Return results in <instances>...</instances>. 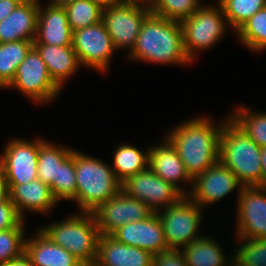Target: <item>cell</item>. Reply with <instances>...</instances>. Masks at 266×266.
I'll return each instance as SVG.
<instances>
[{
	"label": "cell",
	"instance_id": "obj_1",
	"mask_svg": "<svg viewBox=\"0 0 266 266\" xmlns=\"http://www.w3.org/2000/svg\"><path fill=\"white\" fill-rule=\"evenodd\" d=\"M223 119L217 124L208 116L192 117L174 126L165 136L178 152L192 179L219 160V141Z\"/></svg>",
	"mask_w": 266,
	"mask_h": 266
},
{
	"label": "cell",
	"instance_id": "obj_2",
	"mask_svg": "<svg viewBox=\"0 0 266 266\" xmlns=\"http://www.w3.org/2000/svg\"><path fill=\"white\" fill-rule=\"evenodd\" d=\"M128 56L134 61L161 65L192 63L184 49L181 23L153 13L142 23L134 49Z\"/></svg>",
	"mask_w": 266,
	"mask_h": 266
},
{
	"label": "cell",
	"instance_id": "obj_3",
	"mask_svg": "<svg viewBox=\"0 0 266 266\" xmlns=\"http://www.w3.org/2000/svg\"><path fill=\"white\" fill-rule=\"evenodd\" d=\"M261 148L228 116L219 141V161L244 187L263 186Z\"/></svg>",
	"mask_w": 266,
	"mask_h": 266
},
{
	"label": "cell",
	"instance_id": "obj_4",
	"mask_svg": "<svg viewBox=\"0 0 266 266\" xmlns=\"http://www.w3.org/2000/svg\"><path fill=\"white\" fill-rule=\"evenodd\" d=\"M76 203L81 212L93 213L121 191L111 165L75 150Z\"/></svg>",
	"mask_w": 266,
	"mask_h": 266
},
{
	"label": "cell",
	"instance_id": "obj_5",
	"mask_svg": "<svg viewBox=\"0 0 266 266\" xmlns=\"http://www.w3.org/2000/svg\"><path fill=\"white\" fill-rule=\"evenodd\" d=\"M52 242L73 254L85 266H94L100 232L92 213L79 212L39 228Z\"/></svg>",
	"mask_w": 266,
	"mask_h": 266
},
{
	"label": "cell",
	"instance_id": "obj_6",
	"mask_svg": "<svg viewBox=\"0 0 266 266\" xmlns=\"http://www.w3.org/2000/svg\"><path fill=\"white\" fill-rule=\"evenodd\" d=\"M201 5L189 18L181 22L184 49L193 62L197 52L209 49L225 35L229 26L220 4Z\"/></svg>",
	"mask_w": 266,
	"mask_h": 266
},
{
	"label": "cell",
	"instance_id": "obj_7",
	"mask_svg": "<svg viewBox=\"0 0 266 266\" xmlns=\"http://www.w3.org/2000/svg\"><path fill=\"white\" fill-rule=\"evenodd\" d=\"M203 211L188 195H183L176 203L157 212L169 249L181 250L201 237L198 231Z\"/></svg>",
	"mask_w": 266,
	"mask_h": 266
},
{
	"label": "cell",
	"instance_id": "obj_8",
	"mask_svg": "<svg viewBox=\"0 0 266 266\" xmlns=\"http://www.w3.org/2000/svg\"><path fill=\"white\" fill-rule=\"evenodd\" d=\"M150 13L149 5L138 2L103 7L102 22L116 50L127 48L128 55L132 52L142 23Z\"/></svg>",
	"mask_w": 266,
	"mask_h": 266
},
{
	"label": "cell",
	"instance_id": "obj_9",
	"mask_svg": "<svg viewBox=\"0 0 266 266\" xmlns=\"http://www.w3.org/2000/svg\"><path fill=\"white\" fill-rule=\"evenodd\" d=\"M17 89L35 103H48L61 93V89L53 82L41 55L33 47L18 66L13 81L6 87Z\"/></svg>",
	"mask_w": 266,
	"mask_h": 266
},
{
	"label": "cell",
	"instance_id": "obj_10",
	"mask_svg": "<svg viewBox=\"0 0 266 266\" xmlns=\"http://www.w3.org/2000/svg\"><path fill=\"white\" fill-rule=\"evenodd\" d=\"M72 46L81 67L92 68L99 73L109 70V62L116 51L102 21L74 31Z\"/></svg>",
	"mask_w": 266,
	"mask_h": 266
},
{
	"label": "cell",
	"instance_id": "obj_11",
	"mask_svg": "<svg viewBox=\"0 0 266 266\" xmlns=\"http://www.w3.org/2000/svg\"><path fill=\"white\" fill-rule=\"evenodd\" d=\"M0 154V170L8 184H25L37 177L40 137L35 141L9 140Z\"/></svg>",
	"mask_w": 266,
	"mask_h": 266
},
{
	"label": "cell",
	"instance_id": "obj_12",
	"mask_svg": "<svg viewBox=\"0 0 266 266\" xmlns=\"http://www.w3.org/2000/svg\"><path fill=\"white\" fill-rule=\"evenodd\" d=\"M121 190L147 204L155 213L176 203L183 196L176 187L161 179L149 167L127 178Z\"/></svg>",
	"mask_w": 266,
	"mask_h": 266
},
{
	"label": "cell",
	"instance_id": "obj_13",
	"mask_svg": "<svg viewBox=\"0 0 266 266\" xmlns=\"http://www.w3.org/2000/svg\"><path fill=\"white\" fill-rule=\"evenodd\" d=\"M244 186L236 175L219 160L193 179L192 188H187V195L202 209L225 198L231 192Z\"/></svg>",
	"mask_w": 266,
	"mask_h": 266
},
{
	"label": "cell",
	"instance_id": "obj_14",
	"mask_svg": "<svg viewBox=\"0 0 266 266\" xmlns=\"http://www.w3.org/2000/svg\"><path fill=\"white\" fill-rule=\"evenodd\" d=\"M142 201L130 197L122 190L103 202L92 213L100 235H111L118 228L133 221H141L152 214Z\"/></svg>",
	"mask_w": 266,
	"mask_h": 266
},
{
	"label": "cell",
	"instance_id": "obj_15",
	"mask_svg": "<svg viewBox=\"0 0 266 266\" xmlns=\"http://www.w3.org/2000/svg\"><path fill=\"white\" fill-rule=\"evenodd\" d=\"M237 200L236 237L266 238V186L243 187Z\"/></svg>",
	"mask_w": 266,
	"mask_h": 266
},
{
	"label": "cell",
	"instance_id": "obj_16",
	"mask_svg": "<svg viewBox=\"0 0 266 266\" xmlns=\"http://www.w3.org/2000/svg\"><path fill=\"white\" fill-rule=\"evenodd\" d=\"M111 236L126 245L155 255L169 250L159 215L153 212L141 221H133L114 231Z\"/></svg>",
	"mask_w": 266,
	"mask_h": 266
},
{
	"label": "cell",
	"instance_id": "obj_17",
	"mask_svg": "<svg viewBox=\"0 0 266 266\" xmlns=\"http://www.w3.org/2000/svg\"><path fill=\"white\" fill-rule=\"evenodd\" d=\"M164 141L159 145L149 148L148 167L161 179L171 183L183 195H187V191L179 186V182L185 183L192 188L193 179L188 174L182 160L179 158L178 152L171 142L163 137Z\"/></svg>",
	"mask_w": 266,
	"mask_h": 266
},
{
	"label": "cell",
	"instance_id": "obj_18",
	"mask_svg": "<svg viewBox=\"0 0 266 266\" xmlns=\"http://www.w3.org/2000/svg\"><path fill=\"white\" fill-rule=\"evenodd\" d=\"M42 7L39 4L37 30L33 44L72 45L73 32L63 5L47 3L44 8Z\"/></svg>",
	"mask_w": 266,
	"mask_h": 266
},
{
	"label": "cell",
	"instance_id": "obj_19",
	"mask_svg": "<svg viewBox=\"0 0 266 266\" xmlns=\"http://www.w3.org/2000/svg\"><path fill=\"white\" fill-rule=\"evenodd\" d=\"M8 188L9 198L23 219L25 210L43 215L50 213L59 204L50 186L39 179L25 184H8Z\"/></svg>",
	"mask_w": 266,
	"mask_h": 266
},
{
	"label": "cell",
	"instance_id": "obj_20",
	"mask_svg": "<svg viewBox=\"0 0 266 266\" xmlns=\"http://www.w3.org/2000/svg\"><path fill=\"white\" fill-rule=\"evenodd\" d=\"M153 257L147 250L121 243L111 235H101L94 266H152Z\"/></svg>",
	"mask_w": 266,
	"mask_h": 266
},
{
	"label": "cell",
	"instance_id": "obj_21",
	"mask_svg": "<svg viewBox=\"0 0 266 266\" xmlns=\"http://www.w3.org/2000/svg\"><path fill=\"white\" fill-rule=\"evenodd\" d=\"M39 3L22 1L0 22V43L35 40Z\"/></svg>",
	"mask_w": 266,
	"mask_h": 266
},
{
	"label": "cell",
	"instance_id": "obj_22",
	"mask_svg": "<svg viewBox=\"0 0 266 266\" xmlns=\"http://www.w3.org/2000/svg\"><path fill=\"white\" fill-rule=\"evenodd\" d=\"M35 234L25 241V254L33 266H85L73 254L52 242L39 228Z\"/></svg>",
	"mask_w": 266,
	"mask_h": 266
},
{
	"label": "cell",
	"instance_id": "obj_23",
	"mask_svg": "<svg viewBox=\"0 0 266 266\" xmlns=\"http://www.w3.org/2000/svg\"><path fill=\"white\" fill-rule=\"evenodd\" d=\"M46 64L48 73L53 82L62 90L64 81L71 76L81 65L72 45L56 46L46 44H33Z\"/></svg>",
	"mask_w": 266,
	"mask_h": 266
},
{
	"label": "cell",
	"instance_id": "obj_24",
	"mask_svg": "<svg viewBox=\"0 0 266 266\" xmlns=\"http://www.w3.org/2000/svg\"><path fill=\"white\" fill-rule=\"evenodd\" d=\"M205 235L181 249L187 266H228L233 257L225 255L217 240ZM231 257V258H230Z\"/></svg>",
	"mask_w": 266,
	"mask_h": 266
},
{
	"label": "cell",
	"instance_id": "obj_25",
	"mask_svg": "<svg viewBox=\"0 0 266 266\" xmlns=\"http://www.w3.org/2000/svg\"><path fill=\"white\" fill-rule=\"evenodd\" d=\"M73 148L69 146L55 145L40 138V146L37 161V177L43 183L48 184L52 191V181H57L58 166L71 154Z\"/></svg>",
	"mask_w": 266,
	"mask_h": 266
},
{
	"label": "cell",
	"instance_id": "obj_26",
	"mask_svg": "<svg viewBox=\"0 0 266 266\" xmlns=\"http://www.w3.org/2000/svg\"><path fill=\"white\" fill-rule=\"evenodd\" d=\"M113 161L111 167L117 179L123 183L130 176L148 167L149 149L144 152L134 145L122 144L115 150Z\"/></svg>",
	"mask_w": 266,
	"mask_h": 266
},
{
	"label": "cell",
	"instance_id": "obj_27",
	"mask_svg": "<svg viewBox=\"0 0 266 266\" xmlns=\"http://www.w3.org/2000/svg\"><path fill=\"white\" fill-rule=\"evenodd\" d=\"M33 48V41L0 43V89L13 81L17 68Z\"/></svg>",
	"mask_w": 266,
	"mask_h": 266
},
{
	"label": "cell",
	"instance_id": "obj_28",
	"mask_svg": "<svg viewBox=\"0 0 266 266\" xmlns=\"http://www.w3.org/2000/svg\"><path fill=\"white\" fill-rule=\"evenodd\" d=\"M62 5L72 32L102 21L103 7L94 0H69Z\"/></svg>",
	"mask_w": 266,
	"mask_h": 266
},
{
	"label": "cell",
	"instance_id": "obj_29",
	"mask_svg": "<svg viewBox=\"0 0 266 266\" xmlns=\"http://www.w3.org/2000/svg\"><path fill=\"white\" fill-rule=\"evenodd\" d=\"M237 39L250 51L266 50V7L257 11L235 32Z\"/></svg>",
	"mask_w": 266,
	"mask_h": 266
},
{
	"label": "cell",
	"instance_id": "obj_30",
	"mask_svg": "<svg viewBox=\"0 0 266 266\" xmlns=\"http://www.w3.org/2000/svg\"><path fill=\"white\" fill-rule=\"evenodd\" d=\"M230 118L260 148L266 147V112L259 113L250 108L239 106Z\"/></svg>",
	"mask_w": 266,
	"mask_h": 266
},
{
	"label": "cell",
	"instance_id": "obj_31",
	"mask_svg": "<svg viewBox=\"0 0 266 266\" xmlns=\"http://www.w3.org/2000/svg\"><path fill=\"white\" fill-rule=\"evenodd\" d=\"M217 2L226 16L228 28L231 27L234 32L257 11L266 7V0H217Z\"/></svg>",
	"mask_w": 266,
	"mask_h": 266
},
{
	"label": "cell",
	"instance_id": "obj_32",
	"mask_svg": "<svg viewBox=\"0 0 266 266\" xmlns=\"http://www.w3.org/2000/svg\"><path fill=\"white\" fill-rule=\"evenodd\" d=\"M76 188L75 149H73L72 154L58 166L57 181H52V193L58 202L76 201Z\"/></svg>",
	"mask_w": 266,
	"mask_h": 266
},
{
	"label": "cell",
	"instance_id": "obj_33",
	"mask_svg": "<svg viewBox=\"0 0 266 266\" xmlns=\"http://www.w3.org/2000/svg\"><path fill=\"white\" fill-rule=\"evenodd\" d=\"M25 219L15 228L0 231V266H6L25 253Z\"/></svg>",
	"mask_w": 266,
	"mask_h": 266
},
{
	"label": "cell",
	"instance_id": "obj_34",
	"mask_svg": "<svg viewBox=\"0 0 266 266\" xmlns=\"http://www.w3.org/2000/svg\"><path fill=\"white\" fill-rule=\"evenodd\" d=\"M201 0H153L151 13L177 22L189 18L203 4Z\"/></svg>",
	"mask_w": 266,
	"mask_h": 266
},
{
	"label": "cell",
	"instance_id": "obj_35",
	"mask_svg": "<svg viewBox=\"0 0 266 266\" xmlns=\"http://www.w3.org/2000/svg\"><path fill=\"white\" fill-rule=\"evenodd\" d=\"M238 249L232 254L240 266H266V238L241 239L236 237Z\"/></svg>",
	"mask_w": 266,
	"mask_h": 266
},
{
	"label": "cell",
	"instance_id": "obj_36",
	"mask_svg": "<svg viewBox=\"0 0 266 266\" xmlns=\"http://www.w3.org/2000/svg\"><path fill=\"white\" fill-rule=\"evenodd\" d=\"M22 220L10 198L0 203V231L15 228Z\"/></svg>",
	"mask_w": 266,
	"mask_h": 266
},
{
	"label": "cell",
	"instance_id": "obj_37",
	"mask_svg": "<svg viewBox=\"0 0 266 266\" xmlns=\"http://www.w3.org/2000/svg\"><path fill=\"white\" fill-rule=\"evenodd\" d=\"M152 266H187L181 250L169 249L154 255Z\"/></svg>",
	"mask_w": 266,
	"mask_h": 266
},
{
	"label": "cell",
	"instance_id": "obj_38",
	"mask_svg": "<svg viewBox=\"0 0 266 266\" xmlns=\"http://www.w3.org/2000/svg\"><path fill=\"white\" fill-rule=\"evenodd\" d=\"M22 0H0V22L6 18Z\"/></svg>",
	"mask_w": 266,
	"mask_h": 266
},
{
	"label": "cell",
	"instance_id": "obj_39",
	"mask_svg": "<svg viewBox=\"0 0 266 266\" xmlns=\"http://www.w3.org/2000/svg\"><path fill=\"white\" fill-rule=\"evenodd\" d=\"M9 198V188L1 170H0V203L5 202Z\"/></svg>",
	"mask_w": 266,
	"mask_h": 266
},
{
	"label": "cell",
	"instance_id": "obj_40",
	"mask_svg": "<svg viewBox=\"0 0 266 266\" xmlns=\"http://www.w3.org/2000/svg\"><path fill=\"white\" fill-rule=\"evenodd\" d=\"M6 266H33L31 259L24 253Z\"/></svg>",
	"mask_w": 266,
	"mask_h": 266
},
{
	"label": "cell",
	"instance_id": "obj_41",
	"mask_svg": "<svg viewBox=\"0 0 266 266\" xmlns=\"http://www.w3.org/2000/svg\"><path fill=\"white\" fill-rule=\"evenodd\" d=\"M260 160L263 170V186H266V147L261 148Z\"/></svg>",
	"mask_w": 266,
	"mask_h": 266
},
{
	"label": "cell",
	"instance_id": "obj_42",
	"mask_svg": "<svg viewBox=\"0 0 266 266\" xmlns=\"http://www.w3.org/2000/svg\"><path fill=\"white\" fill-rule=\"evenodd\" d=\"M96 3L100 4L102 7L117 5L124 2L123 0H94Z\"/></svg>",
	"mask_w": 266,
	"mask_h": 266
},
{
	"label": "cell",
	"instance_id": "obj_43",
	"mask_svg": "<svg viewBox=\"0 0 266 266\" xmlns=\"http://www.w3.org/2000/svg\"><path fill=\"white\" fill-rule=\"evenodd\" d=\"M126 2H138V3H144L147 5H150L152 3L153 0H123Z\"/></svg>",
	"mask_w": 266,
	"mask_h": 266
},
{
	"label": "cell",
	"instance_id": "obj_44",
	"mask_svg": "<svg viewBox=\"0 0 266 266\" xmlns=\"http://www.w3.org/2000/svg\"><path fill=\"white\" fill-rule=\"evenodd\" d=\"M67 1H69V0H50L48 2V4H60V5H62L63 3L67 2Z\"/></svg>",
	"mask_w": 266,
	"mask_h": 266
},
{
	"label": "cell",
	"instance_id": "obj_45",
	"mask_svg": "<svg viewBox=\"0 0 266 266\" xmlns=\"http://www.w3.org/2000/svg\"><path fill=\"white\" fill-rule=\"evenodd\" d=\"M22 1H27V2H35V3L42 4V3H40V1H39V0H22Z\"/></svg>",
	"mask_w": 266,
	"mask_h": 266
}]
</instances>
